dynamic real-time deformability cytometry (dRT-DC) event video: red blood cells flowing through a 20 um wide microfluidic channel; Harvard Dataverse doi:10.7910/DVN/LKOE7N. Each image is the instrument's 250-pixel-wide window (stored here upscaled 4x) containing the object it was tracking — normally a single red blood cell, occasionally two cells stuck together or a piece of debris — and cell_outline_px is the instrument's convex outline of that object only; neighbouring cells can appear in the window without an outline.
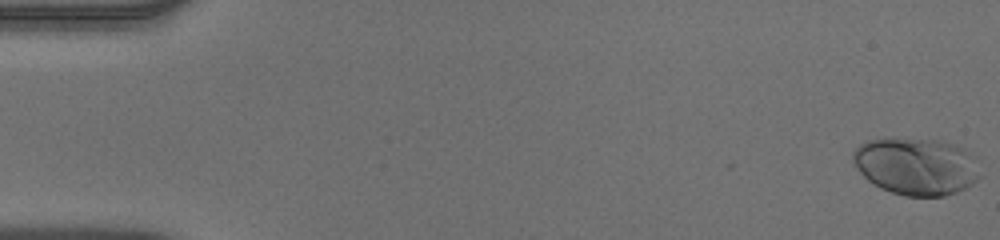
{"species": "human", "species_latin": "Homo sapiens", "temperature_condition": "warm", "stored_images_in_passage": 53, "camera_frame_rate_fps": 3000, "um_per_image_px": 0.085, "donor": {"sex": "male"}, "frame": {"image": 1, "passage_image": 1, "time_ms": 0.0, "image_size_px": [1000, 240], "cell_outline_px": [[980, 176], [972, 184], [956, 192], [944, 196], [904, 196], [880, 188], [868, 180], [856, 168], [852, 160], [852, 152], [860, 144], [868, 140], [940, 140], [964, 148], [972, 152], [976, 156]], "centroid_in_image_um": [77.91, 14.15], "position_along_channel_um": 7.1, "area_um2": 42.19}}
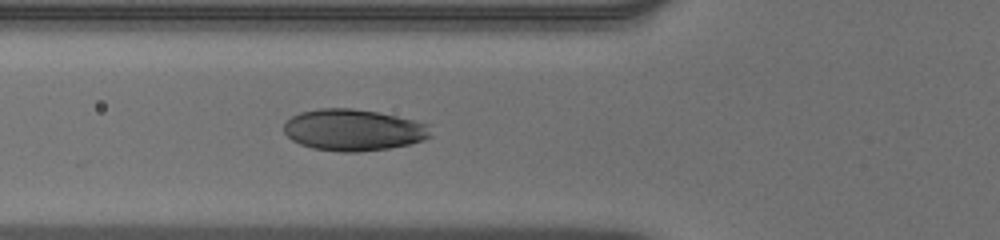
{"frame": {"image": 2, "passage_image": 20, "time_ms": 6.333, "image_size_px": [1000, 240], "cell_outline_px": [[432, 136], [424, 140], [408, 144], [388, 148], [360, 152], [340, 152], [312, 148], [300, 144], [292, 140], [284, 132], [284, 124], [292, 116], [300, 112], [316, 108], [352, 108], [376, 112], [396, 116], [428, 124]], "centroid_in_image_um": [30.02, 11.05], "position_along_channel_um": 95.8, "area_um2": 35.49}}
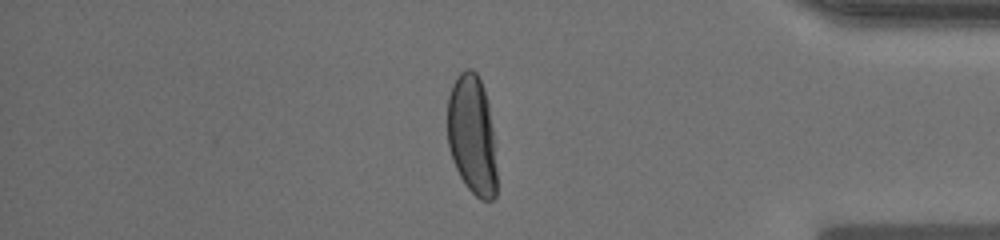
{"frame": {"image": 3, "passage_image": 45, "time_ms": 14.667, "image_size_px": [1000, 240], "cell_outline_px": [[496, 196], [492, 200], [480, 200], [464, 184], [452, 160], [448, 148], [448, 96], [452, 84], [456, 76], [464, 68], [472, 68], [476, 72], [484, 88], [488, 104], [492, 128], [496, 168]], "centroid_in_image_um": [40.11, 11.47], "position_along_channel_um": 395.1, "area_um2": 34.56}, "authors_computed_cell_mechanics": {"area_um2": 36.414, "velocity_mm_per_s": 3.9061, "shape_relaxation_time_tau1_ms": 4.2331, "shape_relaxation_time_tau2_ms": null, "deformation_change_tau1": 0.2196, "deformation_change_tau2": null}}